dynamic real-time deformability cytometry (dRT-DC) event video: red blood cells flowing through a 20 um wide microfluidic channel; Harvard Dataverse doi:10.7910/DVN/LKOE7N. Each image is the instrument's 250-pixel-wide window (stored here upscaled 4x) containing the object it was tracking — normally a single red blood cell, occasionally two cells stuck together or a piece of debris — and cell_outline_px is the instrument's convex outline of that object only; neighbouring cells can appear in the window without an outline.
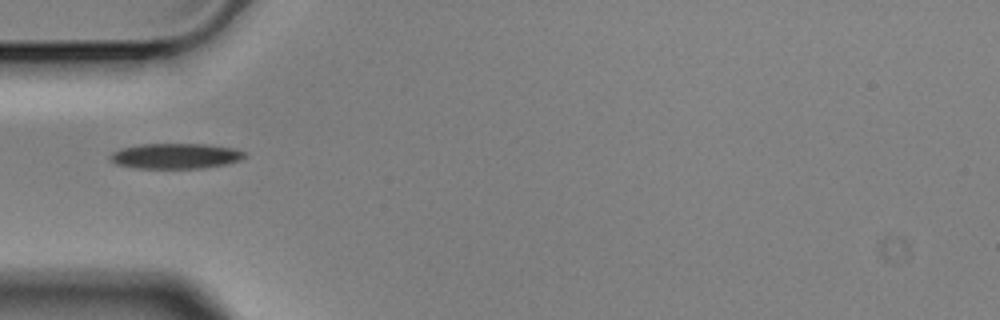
{"species": "Egyptian fruit bat (a non-hibernating species)", "species_latin": "Rousettus aegyptiacus", "temperature_condition": "cold", "stored_images_in_passage": 5, "segment_of_instrument_passage": [2, 2], "camera_frame_rate_fps": 3000, "um_per_image_px": 0.085, "animal": {"sex": "male"}, "frame": {"image": 1, "passage_image": 5, "time_ms": 1.333, "image_size_px": [1000, 320], "cell_outline_px": [[248, 156], [240, 160], [228, 164], [204, 168], [132, 168], [116, 164], [108, 160], [108, 156], [112, 152], [120, 148], [140, 144], [204, 144], [232, 148], [244, 152]], "centroid_in_image_um": [14.88, 13.27], "position_along_channel_um": 70.1, "area_um2": 20.11}}